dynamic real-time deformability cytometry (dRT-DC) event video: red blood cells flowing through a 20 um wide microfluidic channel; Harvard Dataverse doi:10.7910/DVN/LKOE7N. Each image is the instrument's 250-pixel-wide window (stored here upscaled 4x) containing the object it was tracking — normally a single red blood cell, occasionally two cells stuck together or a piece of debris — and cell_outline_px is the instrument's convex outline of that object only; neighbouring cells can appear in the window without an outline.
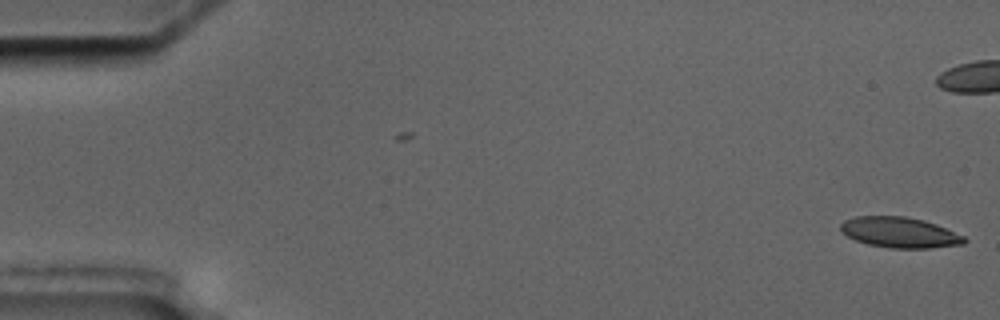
{"species": "common noctule bat (a hibernating species)", "species_latin": "Nyctalus noctula", "temperature_condition": "cold", "stored_images_in_passage": 2, "camera_frame_rate_fps": 3000, "um_per_image_px": 0.085, "animal": {"sex": "male", "body_mass_g": 17.5, "forearm_length_mm": 52.3}, "frame": {"image": 1, "passage_image": 2, "time_ms": 1.0, "image_size_px": [1000, 320], "cell_outline_px": [[968, 240], [964, 244], [928, 248], [888, 248], [868, 244], [856, 240], [840, 232], [840, 224], [844, 220], [856, 216], [904, 216], [924, 220], [936, 224], [964, 236]], "centroid_in_image_um": [76.46, 19.75], "position_along_channel_um": 8.5, "area_um2": 22.08}}